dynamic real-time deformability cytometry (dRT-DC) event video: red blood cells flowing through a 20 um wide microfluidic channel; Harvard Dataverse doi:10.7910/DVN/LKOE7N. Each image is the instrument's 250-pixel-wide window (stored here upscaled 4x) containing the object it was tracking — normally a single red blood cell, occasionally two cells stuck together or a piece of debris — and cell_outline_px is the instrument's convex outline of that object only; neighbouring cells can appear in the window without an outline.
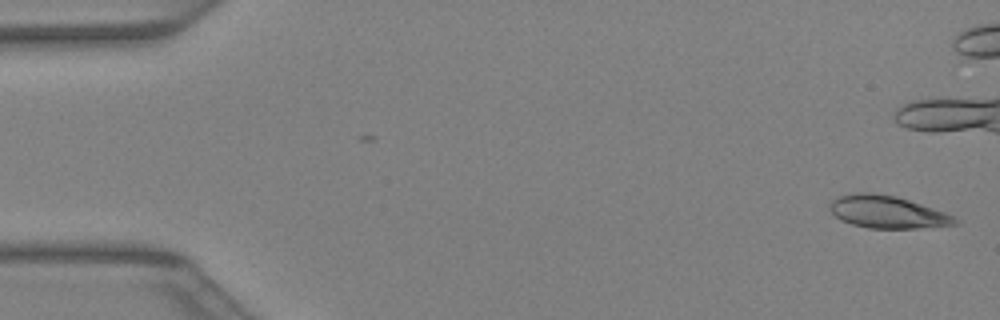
{"species": "Egyptian fruit bat (a non-hibernating species)", "species_latin": "Rousettus aegyptiacus", "temperature_condition": "warm", "stored_images_in_passage": 2, "camera_frame_rate_fps": 3000, "um_per_image_px": 0.085, "animal": {"sex": "female"}, "frame": {"image": 1, "passage_image": 2, "time_ms": 0.333, "image_size_px": [1000, 320], "cell_outline_px": [[960, 224], [916, 228], [868, 228], [852, 224], [840, 220], [828, 208], [828, 204], [832, 200], [840, 196], [860, 192], [868, 192], [896, 196], [944, 212], [960, 220]], "centroid_in_image_um": [75.4, 18.02], "position_along_channel_um": 9.6, "area_um2": 23.47}}